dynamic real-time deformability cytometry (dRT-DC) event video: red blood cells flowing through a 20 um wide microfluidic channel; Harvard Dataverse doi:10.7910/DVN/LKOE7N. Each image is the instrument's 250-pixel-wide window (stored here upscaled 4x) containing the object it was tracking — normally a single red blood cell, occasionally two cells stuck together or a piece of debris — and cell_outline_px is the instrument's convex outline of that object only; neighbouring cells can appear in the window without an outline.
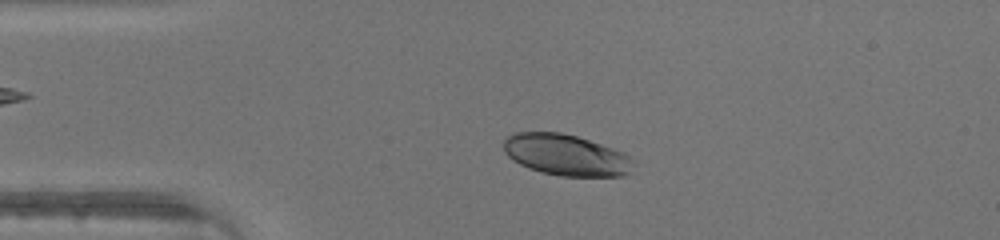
{"species": "human", "species_latin": "Homo sapiens", "temperature_condition": "warm", "stored_images_in_passage": 44, "camera_frame_rate_fps": 3000, "um_per_image_px": 0.085, "donor": {"sex": "male"}, "frame": {"image": 1, "passage_image": 8, "time_ms": 2.333, "image_size_px": [1000, 240], "cell_outline_px": [[636, 164], [624, 176], [560, 176], [540, 172], [528, 168], [512, 160], [504, 152], [504, 140], [508, 136], [516, 132], [560, 132], [576, 136], [624, 152]], "centroid_in_image_um": [48.1, 13.18], "position_along_channel_um": 36.9, "area_um2": 31.15}}
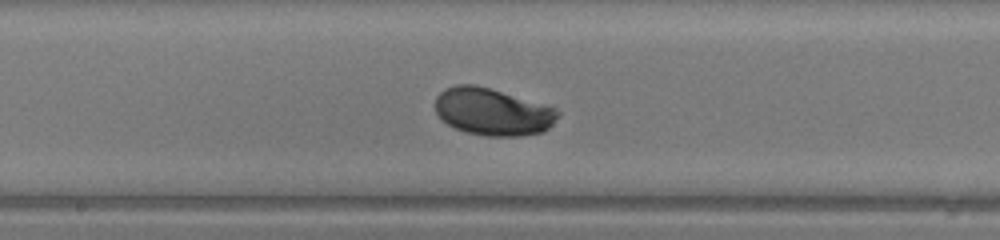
{"frame": {"image": 2, "passage_image": 22, "time_ms": 7.0, "image_size_px": [1000, 240], "cell_outline_px": [[560, 116], [544, 132], [520, 136], [484, 136], [464, 132], [448, 124], [436, 112], [436, 96], [444, 88], [456, 84], [476, 84], [492, 88], [556, 108], [560, 112]], "centroid_in_image_um": [41.88, 9.49], "position_along_channel_um": 206.3, "area_um2": 33.99}}
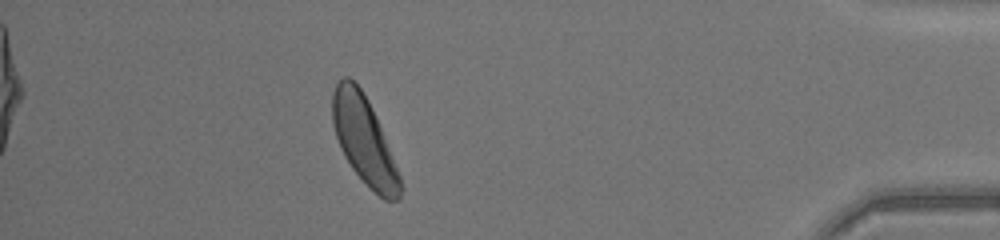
{"frame": {"image": 3, "passage_image": 39, "time_ms": 12.667, "image_size_px": [1000, 240], "cell_outline_px": [[400, 200], [384, 200], [352, 168], [344, 156], [340, 148], [332, 124], [332, 92], [336, 84], [344, 76], [348, 76], [360, 88], [368, 100], [376, 116], [400, 176]], "centroid_in_image_um": [30.91, 11.88], "position_along_channel_um": 404.3, "area_um2": 33.81}}